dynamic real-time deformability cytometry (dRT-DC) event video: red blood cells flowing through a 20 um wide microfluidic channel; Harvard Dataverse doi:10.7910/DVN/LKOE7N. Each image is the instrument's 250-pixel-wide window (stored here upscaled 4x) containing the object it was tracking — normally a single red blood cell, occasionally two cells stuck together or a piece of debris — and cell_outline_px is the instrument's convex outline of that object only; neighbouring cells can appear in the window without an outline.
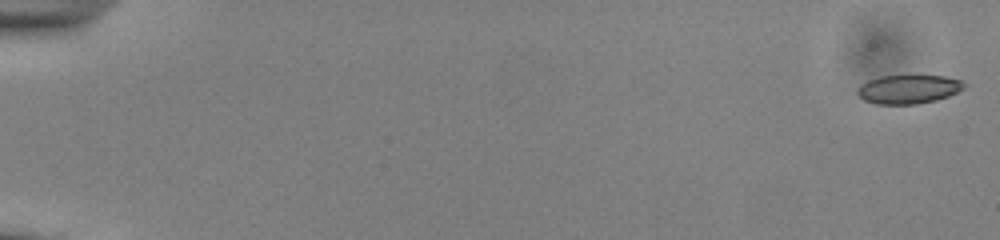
{"species": "common noctule bat (a hibernating species)", "species_latin": "Nyctalus noctula", "temperature_condition": "cold", "stored_images_in_passage": 8, "camera_frame_rate_fps": 3000, "um_per_image_px": 0.085, "animal": {"sex": "male", "body_mass_g": 13.0, "forearm_length_mm": 53.1}, "frame": {"image": 1, "passage_image": 1, "time_ms": 0.0, "image_size_px": [1000, 240], "cell_outline_px": [[968, 84], [964, 88], [948, 96], [936, 100], [916, 104], [876, 104], [864, 100], [856, 92], [860, 84], [868, 80], [880, 76], [944, 76], [960, 80]], "centroid_in_image_um": [77.21, 7.58], "position_along_channel_um": 7.8, "area_um2": 17.86}}